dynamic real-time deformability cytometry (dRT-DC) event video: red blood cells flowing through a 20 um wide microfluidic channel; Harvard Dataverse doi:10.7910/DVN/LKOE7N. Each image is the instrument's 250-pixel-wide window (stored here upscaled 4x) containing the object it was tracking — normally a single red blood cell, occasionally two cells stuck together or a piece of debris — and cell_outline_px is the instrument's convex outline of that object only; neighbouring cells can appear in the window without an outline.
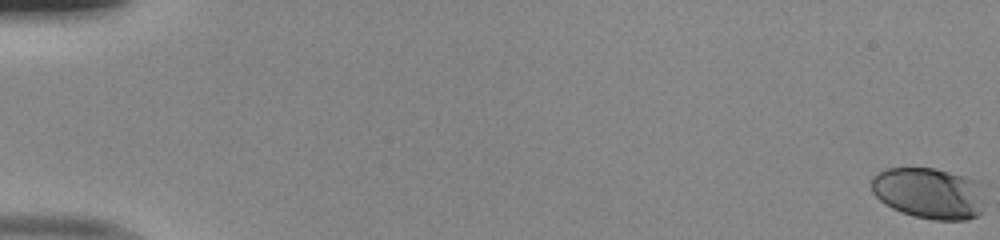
{"species": "human", "species_latin": "Homo sapiens", "temperature_condition": "room temperature", "stored_images_in_passage": 54, "camera_frame_rate_fps": 3000, "um_per_image_px": 0.085, "donor": {"sex": "male"}, "frame": {"image": 1, "passage_image": 1, "time_ms": 0.0, "image_size_px": [1000, 240], "cell_outline_px": [[980, 216], [964, 220], [932, 220], [912, 216], [900, 212], [884, 204], [872, 192], [872, 176], [876, 172], [888, 168], [932, 168], [948, 172], [972, 180], [980, 212]], "centroid_in_image_um": [78.77, 16.44], "position_along_channel_um": 6.2, "area_um2": 32.66}}
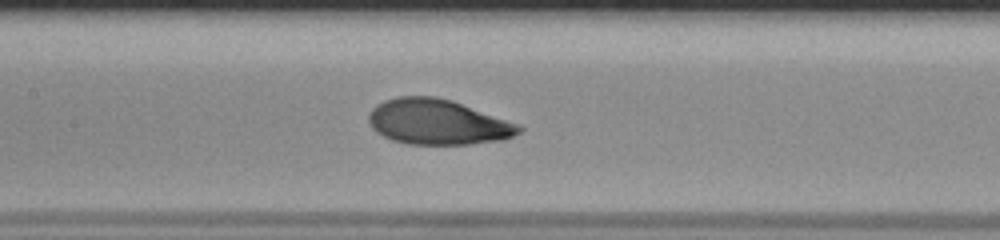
{"frame": {"image": 2, "passage_image": 28, "time_ms": 9.0, "image_size_px": [1000, 240], "cell_outline_px": [[524, 128], [520, 132], [512, 136], [500, 140], [468, 144], [408, 144], [392, 140], [376, 132], [372, 128], [368, 120], [368, 116], [372, 108], [376, 104], [384, 100], [396, 96], [436, 96], [452, 100], [520, 124]], "centroid_in_image_um": [37.19, 10.36], "position_along_channel_um": 170.2, "area_um2": 39.77}}
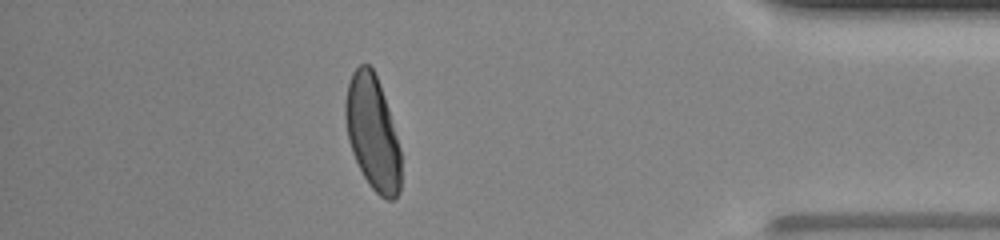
{"frame": {"image": 3, "passage_image": 48, "time_ms": 15.667, "image_size_px": [1000, 240], "cell_outline_px": [[400, 192], [392, 200], [388, 200], [380, 196], [368, 184], [352, 152], [348, 140], [344, 116], [344, 104], [348, 84], [352, 72], [360, 64], [368, 64], [372, 68], [380, 84], [388, 108], [400, 148]], "centroid_in_image_um": [31.65, 11.28], "position_along_channel_um": 403.5, "area_um2": 36.82}, "authors_computed_cell_mechanics": {"area_um2": 37.9168, "velocity_mm_per_s": 3.9959, "shape_relaxation_time_tau1_ms": 3.689, "shape_relaxation_time_tau2_ms": 0.9229, "deformation_change_tau1": 0.1563, "deformation_change_tau2": 0.0621}}